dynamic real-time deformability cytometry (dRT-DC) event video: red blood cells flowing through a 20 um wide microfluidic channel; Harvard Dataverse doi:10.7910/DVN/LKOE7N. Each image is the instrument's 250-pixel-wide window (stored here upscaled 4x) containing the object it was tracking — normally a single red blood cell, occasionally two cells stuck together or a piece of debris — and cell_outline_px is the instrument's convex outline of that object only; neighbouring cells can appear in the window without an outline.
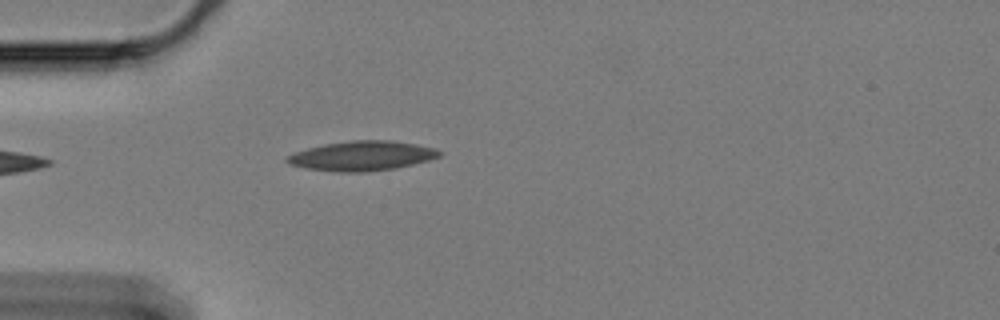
{"species": "Egyptian fruit bat (a non-hibernating species)", "species_latin": "Rousettus aegyptiacus", "temperature_condition": "cold", "stored_images_in_passage": 21, "camera_frame_rate_fps": 3000, "um_per_image_px": 0.085, "animal": {"sex": "female"}, "frame": {"image": 1, "passage_image": 1, "time_ms": 0.0, "image_size_px": [1000, 320], "cell_outline_px": [[444, 152], [440, 156], [428, 160], [396, 168], [364, 172], [336, 172], [308, 168], [288, 164], [284, 160], [288, 156], [296, 152], [308, 148], [324, 144], [352, 140], [388, 140], [416, 144], [436, 148]], "centroid_in_image_um": [30.79, 13.25], "position_along_channel_um": 54.2, "area_um2": 26.24}}
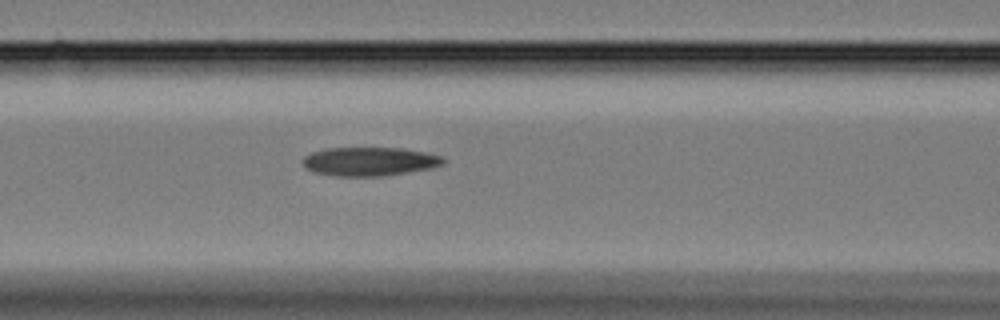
{"frame": {"image": 2, "passage_image": 9, "time_ms": 2.667, "image_size_px": [1000, 320], "cell_outline_px": [[444, 164], [432, 168], [384, 176], [336, 176], [312, 172], [304, 168], [304, 156], [312, 152], [328, 148], [404, 148], [424, 152], [440, 156], [444, 160]], "centroid_in_image_um": [31.4, 13.73], "position_along_channel_um": 135.2, "area_um2": 23.52}}
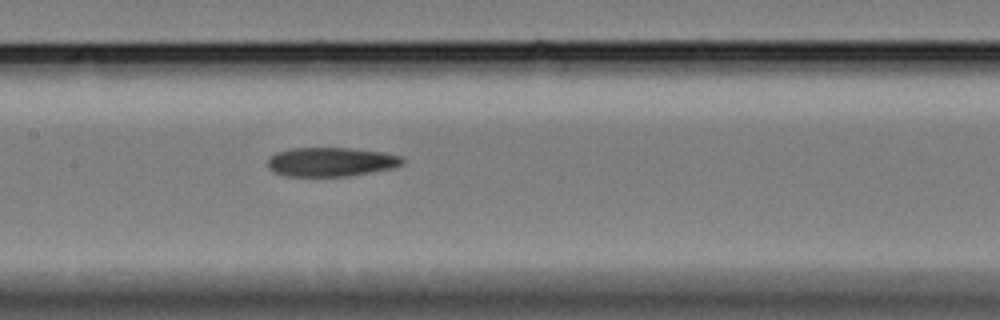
{"frame": {"image": 3, "passage_image": 13, "time_ms": 4.0, "image_size_px": [1000, 320], "cell_outline_px": [[404, 164], [392, 168], [348, 176], [284, 176], [272, 172], [268, 168], [268, 160], [276, 152], [292, 148], [348, 148], [380, 152], [400, 156], [404, 160]], "centroid_in_image_um": [28.09, 13.77], "position_along_channel_um": 179.3, "area_um2": 22.72}}